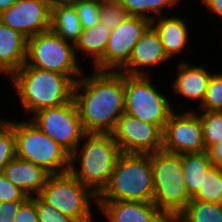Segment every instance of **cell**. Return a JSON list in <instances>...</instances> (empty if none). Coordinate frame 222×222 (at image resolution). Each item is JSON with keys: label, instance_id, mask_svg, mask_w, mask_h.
I'll return each instance as SVG.
<instances>
[{"label": "cell", "instance_id": "cell-1", "mask_svg": "<svg viewBox=\"0 0 222 222\" xmlns=\"http://www.w3.org/2000/svg\"><path fill=\"white\" fill-rule=\"evenodd\" d=\"M82 86L84 93H79ZM73 100L86 133L111 134L125 112L124 73L96 70L77 80Z\"/></svg>", "mask_w": 222, "mask_h": 222}, {"label": "cell", "instance_id": "cell-2", "mask_svg": "<svg viewBox=\"0 0 222 222\" xmlns=\"http://www.w3.org/2000/svg\"><path fill=\"white\" fill-rule=\"evenodd\" d=\"M11 77L26 112L57 107L73 99L75 82L68 75L24 64Z\"/></svg>", "mask_w": 222, "mask_h": 222}, {"label": "cell", "instance_id": "cell-3", "mask_svg": "<svg viewBox=\"0 0 222 222\" xmlns=\"http://www.w3.org/2000/svg\"><path fill=\"white\" fill-rule=\"evenodd\" d=\"M78 159L76 150L70 155L69 172L99 196L109 184L115 164L122 154L111 134L86 133ZM80 160L78 170L73 162Z\"/></svg>", "mask_w": 222, "mask_h": 222}, {"label": "cell", "instance_id": "cell-4", "mask_svg": "<svg viewBox=\"0 0 222 222\" xmlns=\"http://www.w3.org/2000/svg\"><path fill=\"white\" fill-rule=\"evenodd\" d=\"M153 179L150 154L122 153L107 187L97 201H135L152 203Z\"/></svg>", "mask_w": 222, "mask_h": 222}, {"label": "cell", "instance_id": "cell-5", "mask_svg": "<svg viewBox=\"0 0 222 222\" xmlns=\"http://www.w3.org/2000/svg\"><path fill=\"white\" fill-rule=\"evenodd\" d=\"M153 179L152 203L171 222L192 200L182 172L181 155L165 151L150 153Z\"/></svg>", "mask_w": 222, "mask_h": 222}, {"label": "cell", "instance_id": "cell-6", "mask_svg": "<svg viewBox=\"0 0 222 222\" xmlns=\"http://www.w3.org/2000/svg\"><path fill=\"white\" fill-rule=\"evenodd\" d=\"M16 156L43 167L51 175L69 172L70 154L31 122L12 123Z\"/></svg>", "mask_w": 222, "mask_h": 222}, {"label": "cell", "instance_id": "cell-7", "mask_svg": "<svg viewBox=\"0 0 222 222\" xmlns=\"http://www.w3.org/2000/svg\"><path fill=\"white\" fill-rule=\"evenodd\" d=\"M74 44L64 41L51 30L39 33L27 39L25 64L42 70L53 71L71 76L80 75ZM29 59V61H28ZM32 61V62H31Z\"/></svg>", "mask_w": 222, "mask_h": 222}, {"label": "cell", "instance_id": "cell-8", "mask_svg": "<svg viewBox=\"0 0 222 222\" xmlns=\"http://www.w3.org/2000/svg\"><path fill=\"white\" fill-rule=\"evenodd\" d=\"M124 90V113L158 125L164 130L165 124L174 111L166 97L149 83V76L124 73Z\"/></svg>", "mask_w": 222, "mask_h": 222}, {"label": "cell", "instance_id": "cell-9", "mask_svg": "<svg viewBox=\"0 0 222 222\" xmlns=\"http://www.w3.org/2000/svg\"><path fill=\"white\" fill-rule=\"evenodd\" d=\"M38 196L74 220L90 218L89 201L98 197L70 172L50 175Z\"/></svg>", "mask_w": 222, "mask_h": 222}, {"label": "cell", "instance_id": "cell-10", "mask_svg": "<svg viewBox=\"0 0 222 222\" xmlns=\"http://www.w3.org/2000/svg\"><path fill=\"white\" fill-rule=\"evenodd\" d=\"M30 122L70 155L77 151L80 139L84 140L86 135L73 99L63 105L35 112Z\"/></svg>", "mask_w": 222, "mask_h": 222}, {"label": "cell", "instance_id": "cell-11", "mask_svg": "<svg viewBox=\"0 0 222 222\" xmlns=\"http://www.w3.org/2000/svg\"><path fill=\"white\" fill-rule=\"evenodd\" d=\"M151 26V20L128 15L110 33L105 55L95 65L98 71L123 68L129 61L134 46Z\"/></svg>", "mask_w": 222, "mask_h": 222}, {"label": "cell", "instance_id": "cell-12", "mask_svg": "<svg viewBox=\"0 0 222 222\" xmlns=\"http://www.w3.org/2000/svg\"><path fill=\"white\" fill-rule=\"evenodd\" d=\"M122 153L150 154L163 150V130L124 113L111 133Z\"/></svg>", "mask_w": 222, "mask_h": 222}, {"label": "cell", "instance_id": "cell-13", "mask_svg": "<svg viewBox=\"0 0 222 222\" xmlns=\"http://www.w3.org/2000/svg\"><path fill=\"white\" fill-rule=\"evenodd\" d=\"M163 151L179 155L205 152L198 113L171 114L163 130Z\"/></svg>", "mask_w": 222, "mask_h": 222}, {"label": "cell", "instance_id": "cell-14", "mask_svg": "<svg viewBox=\"0 0 222 222\" xmlns=\"http://www.w3.org/2000/svg\"><path fill=\"white\" fill-rule=\"evenodd\" d=\"M51 8L45 0H17L0 13V21L27 39L50 30Z\"/></svg>", "mask_w": 222, "mask_h": 222}, {"label": "cell", "instance_id": "cell-15", "mask_svg": "<svg viewBox=\"0 0 222 222\" xmlns=\"http://www.w3.org/2000/svg\"><path fill=\"white\" fill-rule=\"evenodd\" d=\"M110 222H171L153 203L96 201Z\"/></svg>", "mask_w": 222, "mask_h": 222}, {"label": "cell", "instance_id": "cell-16", "mask_svg": "<svg viewBox=\"0 0 222 222\" xmlns=\"http://www.w3.org/2000/svg\"><path fill=\"white\" fill-rule=\"evenodd\" d=\"M169 59L156 30L150 26L134 46L128 63L122 73L128 75H144L138 70L141 66H153Z\"/></svg>", "mask_w": 222, "mask_h": 222}, {"label": "cell", "instance_id": "cell-17", "mask_svg": "<svg viewBox=\"0 0 222 222\" xmlns=\"http://www.w3.org/2000/svg\"><path fill=\"white\" fill-rule=\"evenodd\" d=\"M2 174L28 197L39 194L51 175L43 167L15 157L3 169Z\"/></svg>", "mask_w": 222, "mask_h": 222}, {"label": "cell", "instance_id": "cell-18", "mask_svg": "<svg viewBox=\"0 0 222 222\" xmlns=\"http://www.w3.org/2000/svg\"><path fill=\"white\" fill-rule=\"evenodd\" d=\"M27 38L0 21V72L12 74L26 61Z\"/></svg>", "mask_w": 222, "mask_h": 222}, {"label": "cell", "instance_id": "cell-19", "mask_svg": "<svg viewBox=\"0 0 222 222\" xmlns=\"http://www.w3.org/2000/svg\"><path fill=\"white\" fill-rule=\"evenodd\" d=\"M212 74L203 67H189L187 62L179 64L178 77L173 89L187 98L199 99L201 104L207 91Z\"/></svg>", "mask_w": 222, "mask_h": 222}, {"label": "cell", "instance_id": "cell-20", "mask_svg": "<svg viewBox=\"0 0 222 222\" xmlns=\"http://www.w3.org/2000/svg\"><path fill=\"white\" fill-rule=\"evenodd\" d=\"M158 22L157 25H154V23L151 22V26L158 33L165 53L170 58L181 52L186 45L188 39L186 24L183 19L178 17L167 19L161 17Z\"/></svg>", "mask_w": 222, "mask_h": 222}, {"label": "cell", "instance_id": "cell-21", "mask_svg": "<svg viewBox=\"0 0 222 222\" xmlns=\"http://www.w3.org/2000/svg\"><path fill=\"white\" fill-rule=\"evenodd\" d=\"M82 29L72 3L51 8L50 30L59 35L64 41L71 40L72 44L75 45Z\"/></svg>", "mask_w": 222, "mask_h": 222}, {"label": "cell", "instance_id": "cell-22", "mask_svg": "<svg viewBox=\"0 0 222 222\" xmlns=\"http://www.w3.org/2000/svg\"><path fill=\"white\" fill-rule=\"evenodd\" d=\"M182 172L186 188L193 198L205 180V172L212 166L208 151L181 155Z\"/></svg>", "mask_w": 222, "mask_h": 222}, {"label": "cell", "instance_id": "cell-23", "mask_svg": "<svg viewBox=\"0 0 222 222\" xmlns=\"http://www.w3.org/2000/svg\"><path fill=\"white\" fill-rule=\"evenodd\" d=\"M110 33L111 30L100 22L91 28L82 29L79 39L74 45L75 50L81 49L94 56L95 66L105 55Z\"/></svg>", "mask_w": 222, "mask_h": 222}, {"label": "cell", "instance_id": "cell-24", "mask_svg": "<svg viewBox=\"0 0 222 222\" xmlns=\"http://www.w3.org/2000/svg\"><path fill=\"white\" fill-rule=\"evenodd\" d=\"M173 222H222V204L192 199Z\"/></svg>", "mask_w": 222, "mask_h": 222}, {"label": "cell", "instance_id": "cell-25", "mask_svg": "<svg viewBox=\"0 0 222 222\" xmlns=\"http://www.w3.org/2000/svg\"><path fill=\"white\" fill-rule=\"evenodd\" d=\"M193 200L222 204V168L212 165L205 172V180Z\"/></svg>", "mask_w": 222, "mask_h": 222}, {"label": "cell", "instance_id": "cell-26", "mask_svg": "<svg viewBox=\"0 0 222 222\" xmlns=\"http://www.w3.org/2000/svg\"><path fill=\"white\" fill-rule=\"evenodd\" d=\"M205 151L222 142V111H207L200 116Z\"/></svg>", "mask_w": 222, "mask_h": 222}, {"label": "cell", "instance_id": "cell-27", "mask_svg": "<svg viewBox=\"0 0 222 222\" xmlns=\"http://www.w3.org/2000/svg\"><path fill=\"white\" fill-rule=\"evenodd\" d=\"M177 1L178 0H119V3L125 8L128 15L143 17L154 22V18L149 15L147 16L145 12L154 11L159 15L161 8L167 5H173V3Z\"/></svg>", "mask_w": 222, "mask_h": 222}, {"label": "cell", "instance_id": "cell-28", "mask_svg": "<svg viewBox=\"0 0 222 222\" xmlns=\"http://www.w3.org/2000/svg\"><path fill=\"white\" fill-rule=\"evenodd\" d=\"M15 157V134L12 129V122L4 120L0 124V173Z\"/></svg>", "mask_w": 222, "mask_h": 222}, {"label": "cell", "instance_id": "cell-29", "mask_svg": "<svg viewBox=\"0 0 222 222\" xmlns=\"http://www.w3.org/2000/svg\"><path fill=\"white\" fill-rule=\"evenodd\" d=\"M83 29H88L99 23L100 5L97 0H77L72 3Z\"/></svg>", "mask_w": 222, "mask_h": 222}, {"label": "cell", "instance_id": "cell-30", "mask_svg": "<svg viewBox=\"0 0 222 222\" xmlns=\"http://www.w3.org/2000/svg\"><path fill=\"white\" fill-rule=\"evenodd\" d=\"M201 105V112L222 111V75L212 74Z\"/></svg>", "mask_w": 222, "mask_h": 222}, {"label": "cell", "instance_id": "cell-31", "mask_svg": "<svg viewBox=\"0 0 222 222\" xmlns=\"http://www.w3.org/2000/svg\"><path fill=\"white\" fill-rule=\"evenodd\" d=\"M127 16L128 13L119 2H101L99 22L109 30L115 29Z\"/></svg>", "mask_w": 222, "mask_h": 222}, {"label": "cell", "instance_id": "cell-32", "mask_svg": "<svg viewBox=\"0 0 222 222\" xmlns=\"http://www.w3.org/2000/svg\"><path fill=\"white\" fill-rule=\"evenodd\" d=\"M36 206L39 222H72L74 220L45 203L38 195H36Z\"/></svg>", "mask_w": 222, "mask_h": 222}, {"label": "cell", "instance_id": "cell-33", "mask_svg": "<svg viewBox=\"0 0 222 222\" xmlns=\"http://www.w3.org/2000/svg\"><path fill=\"white\" fill-rule=\"evenodd\" d=\"M28 196L0 173V202L25 201Z\"/></svg>", "mask_w": 222, "mask_h": 222}, {"label": "cell", "instance_id": "cell-34", "mask_svg": "<svg viewBox=\"0 0 222 222\" xmlns=\"http://www.w3.org/2000/svg\"><path fill=\"white\" fill-rule=\"evenodd\" d=\"M13 222H39L36 197H28L20 206Z\"/></svg>", "mask_w": 222, "mask_h": 222}, {"label": "cell", "instance_id": "cell-35", "mask_svg": "<svg viewBox=\"0 0 222 222\" xmlns=\"http://www.w3.org/2000/svg\"><path fill=\"white\" fill-rule=\"evenodd\" d=\"M24 201L0 202V222H13Z\"/></svg>", "mask_w": 222, "mask_h": 222}, {"label": "cell", "instance_id": "cell-36", "mask_svg": "<svg viewBox=\"0 0 222 222\" xmlns=\"http://www.w3.org/2000/svg\"><path fill=\"white\" fill-rule=\"evenodd\" d=\"M212 165L222 168V142L215 144L208 150Z\"/></svg>", "mask_w": 222, "mask_h": 222}, {"label": "cell", "instance_id": "cell-37", "mask_svg": "<svg viewBox=\"0 0 222 222\" xmlns=\"http://www.w3.org/2000/svg\"><path fill=\"white\" fill-rule=\"evenodd\" d=\"M202 3L212 12L222 16V0H202Z\"/></svg>", "mask_w": 222, "mask_h": 222}, {"label": "cell", "instance_id": "cell-38", "mask_svg": "<svg viewBox=\"0 0 222 222\" xmlns=\"http://www.w3.org/2000/svg\"><path fill=\"white\" fill-rule=\"evenodd\" d=\"M50 8L58 5L71 4L77 0H45Z\"/></svg>", "mask_w": 222, "mask_h": 222}, {"label": "cell", "instance_id": "cell-39", "mask_svg": "<svg viewBox=\"0 0 222 222\" xmlns=\"http://www.w3.org/2000/svg\"><path fill=\"white\" fill-rule=\"evenodd\" d=\"M17 0H0V13L10 8Z\"/></svg>", "mask_w": 222, "mask_h": 222}, {"label": "cell", "instance_id": "cell-40", "mask_svg": "<svg viewBox=\"0 0 222 222\" xmlns=\"http://www.w3.org/2000/svg\"><path fill=\"white\" fill-rule=\"evenodd\" d=\"M72 222H93L92 217L85 218V219H79V220H73Z\"/></svg>", "mask_w": 222, "mask_h": 222}, {"label": "cell", "instance_id": "cell-41", "mask_svg": "<svg viewBox=\"0 0 222 222\" xmlns=\"http://www.w3.org/2000/svg\"><path fill=\"white\" fill-rule=\"evenodd\" d=\"M97 1H100V2H119V0H97Z\"/></svg>", "mask_w": 222, "mask_h": 222}]
</instances>
